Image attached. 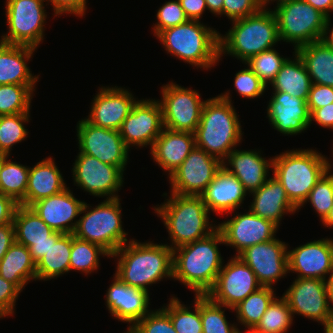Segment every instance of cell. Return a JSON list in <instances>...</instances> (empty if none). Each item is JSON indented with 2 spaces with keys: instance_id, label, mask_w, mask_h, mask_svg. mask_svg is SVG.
<instances>
[{
  "instance_id": "6da1fadb",
  "label": "cell",
  "mask_w": 333,
  "mask_h": 333,
  "mask_svg": "<svg viewBox=\"0 0 333 333\" xmlns=\"http://www.w3.org/2000/svg\"><path fill=\"white\" fill-rule=\"evenodd\" d=\"M218 244H224V238L217 228L203 239L173 249V278L195 295H206L223 267Z\"/></svg>"
},
{
  "instance_id": "7a4b0ae2",
  "label": "cell",
  "mask_w": 333,
  "mask_h": 333,
  "mask_svg": "<svg viewBox=\"0 0 333 333\" xmlns=\"http://www.w3.org/2000/svg\"><path fill=\"white\" fill-rule=\"evenodd\" d=\"M110 257H118L115 275L128 286L149 291L147 285L167 277L173 279V250L168 244L133 239Z\"/></svg>"
},
{
  "instance_id": "3957f363",
  "label": "cell",
  "mask_w": 333,
  "mask_h": 333,
  "mask_svg": "<svg viewBox=\"0 0 333 333\" xmlns=\"http://www.w3.org/2000/svg\"><path fill=\"white\" fill-rule=\"evenodd\" d=\"M229 92L205 100L194 133L196 147L224 162L242 140V129Z\"/></svg>"
},
{
  "instance_id": "277c9868",
  "label": "cell",
  "mask_w": 333,
  "mask_h": 333,
  "mask_svg": "<svg viewBox=\"0 0 333 333\" xmlns=\"http://www.w3.org/2000/svg\"><path fill=\"white\" fill-rule=\"evenodd\" d=\"M168 198L165 203L154 207V211L167 228L172 250L203 239L217 229V225L209 223L210 211L201 196L171 193Z\"/></svg>"
},
{
  "instance_id": "5b68a950",
  "label": "cell",
  "mask_w": 333,
  "mask_h": 333,
  "mask_svg": "<svg viewBox=\"0 0 333 333\" xmlns=\"http://www.w3.org/2000/svg\"><path fill=\"white\" fill-rule=\"evenodd\" d=\"M312 149H296L272 158L273 175L285 189L290 202L299 210L310 191L327 171V160Z\"/></svg>"
},
{
  "instance_id": "8992f818",
  "label": "cell",
  "mask_w": 333,
  "mask_h": 333,
  "mask_svg": "<svg viewBox=\"0 0 333 333\" xmlns=\"http://www.w3.org/2000/svg\"><path fill=\"white\" fill-rule=\"evenodd\" d=\"M232 23L224 36L219 33V58L227 53L243 63L280 41L275 15L268 8Z\"/></svg>"
},
{
  "instance_id": "52a82bcc",
  "label": "cell",
  "mask_w": 333,
  "mask_h": 333,
  "mask_svg": "<svg viewBox=\"0 0 333 333\" xmlns=\"http://www.w3.org/2000/svg\"><path fill=\"white\" fill-rule=\"evenodd\" d=\"M167 53L197 68L210 69L219 61V32L200 21L188 20L156 36Z\"/></svg>"
},
{
  "instance_id": "ba28073f",
  "label": "cell",
  "mask_w": 333,
  "mask_h": 333,
  "mask_svg": "<svg viewBox=\"0 0 333 333\" xmlns=\"http://www.w3.org/2000/svg\"><path fill=\"white\" fill-rule=\"evenodd\" d=\"M120 198L106 199L87 211L84 203L73 235L79 239L100 245L110 256L128 242L122 229Z\"/></svg>"
},
{
  "instance_id": "9c48e42d",
  "label": "cell",
  "mask_w": 333,
  "mask_h": 333,
  "mask_svg": "<svg viewBox=\"0 0 333 333\" xmlns=\"http://www.w3.org/2000/svg\"><path fill=\"white\" fill-rule=\"evenodd\" d=\"M280 41L299 47L321 40L327 17L303 0H293L275 7Z\"/></svg>"
},
{
  "instance_id": "30bf717a",
  "label": "cell",
  "mask_w": 333,
  "mask_h": 333,
  "mask_svg": "<svg viewBox=\"0 0 333 333\" xmlns=\"http://www.w3.org/2000/svg\"><path fill=\"white\" fill-rule=\"evenodd\" d=\"M46 0H6L8 32L0 42L29 46L37 49L44 39L47 15L43 4Z\"/></svg>"
},
{
  "instance_id": "8fae6325",
  "label": "cell",
  "mask_w": 333,
  "mask_h": 333,
  "mask_svg": "<svg viewBox=\"0 0 333 333\" xmlns=\"http://www.w3.org/2000/svg\"><path fill=\"white\" fill-rule=\"evenodd\" d=\"M163 126L169 130L195 133L205 100L196 90L171 82L162 87Z\"/></svg>"
},
{
  "instance_id": "7c38bea8",
  "label": "cell",
  "mask_w": 333,
  "mask_h": 333,
  "mask_svg": "<svg viewBox=\"0 0 333 333\" xmlns=\"http://www.w3.org/2000/svg\"><path fill=\"white\" fill-rule=\"evenodd\" d=\"M261 287L251 268L238 256H234L225 267L221 268L214 286L206 295L212 301L233 310L236 305Z\"/></svg>"
},
{
  "instance_id": "4fadbf2b",
  "label": "cell",
  "mask_w": 333,
  "mask_h": 333,
  "mask_svg": "<svg viewBox=\"0 0 333 333\" xmlns=\"http://www.w3.org/2000/svg\"><path fill=\"white\" fill-rule=\"evenodd\" d=\"M79 151L101 162L117 166L123 172L130 151L118 130L97 127L82 119L77 124Z\"/></svg>"
},
{
  "instance_id": "5bb4252c",
  "label": "cell",
  "mask_w": 333,
  "mask_h": 333,
  "mask_svg": "<svg viewBox=\"0 0 333 333\" xmlns=\"http://www.w3.org/2000/svg\"><path fill=\"white\" fill-rule=\"evenodd\" d=\"M222 166L218 158L195 146L169 176L171 193L200 196Z\"/></svg>"
},
{
  "instance_id": "9a60e30c",
  "label": "cell",
  "mask_w": 333,
  "mask_h": 333,
  "mask_svg": "<svg viewBox=\"0 0 333 333\" xmlns=\"http://www.w3.org/2000/svg\"><path fill=\"white\" fill-rule=\"evenodd\" d=\"M74 184L93 196H108L107 199L119 198L115 192L123 184V171L97 158L79 152L72 168Z\"/></svg>"
},
{
  "instance_id": "2e32d148",
  "label": "cell",
  "mask_w": 333,
  "mask_h": 333,
  "mask_svg": "<svg viewBox=\"0 0 333 333\" xmlns=\"http://www.w3.org/2000/svg\"><path fill=\"white\" fill-rule=\"evenodd\" d=\"M292 314L325 324L333 320L325 280L296 278L283 294Z\"/></svg>"
},
{
  "instance_id": "e0dca14e",
  "label": "cell",
  "mask_w": 333,
  "mask_h": 333,
  "mask_svg": "<svg viewBox=\"0 0 333 333\" xmlns=\"http://www.w3.org/2000/svg\"><path fill=\"white\" fill-rule=\"evenodd\" d=\"M288 246L279 239L255 244L242 251L238 257L255 273L263 287H272L289 273Z\"/></svg>"
},
{
  "instance_id": "ac0fdd59",
  "label": "cell",
  "mask_w": 333,
  "mask_h": 333,
  "mask_svg": "<svg viewBox=\"0 0 333 333\" xmlns=\"http://www.w3.org/2000/svg\"><path fill=\"white\" fill-rule=\"evenodd\" d=\"M163 126L162 107L157 100H138L119 130L123 142L131 146L153 147Z\"/></svg>"
},
{
  "instance_id": "d6986e66",
  "label": "cell",
  "mask_w": 333,
  "mask_h": 333,
  "mask_svg": "<svg viewBox=\"0 0 333 333\" xmlns=\"http://www.w3.org/2000/svg\"><path fill=\"white\" fill-rule=\"evenodd\" d=\"M224 238V244L236 249L238 256L246 248L274 239L278 226L272 221L256 216L250 210L236 214L217 227Z\"/></svg>"
},
{
  "instance_id": "ffe728a7",
  "label": "cell",
  "mask_w": 333,
  "mask_h": 333,
  "mask_svg": "<svg viewBox=\"0 0 333 333\" xmlns=\"http://www.w3.org/2000/svg\"><path fill=\"white\" fill-rule=\"evenodd\" d=\"M99 90L86 120L97 127L119 131L137 101L127 89L118 86Z\"/></svg>"
},
{
  "instance_id": "44dd1931",
  "label": "cell",
  "mask_w": 333,
  "mask_h": 333,
  "mask_svg": "<svg viewBox=\"0 0 333 333\" xmlns=\"http://www.w3.org/2000/svg\"><path fill=\"white\" fill-rule=\"evenodd\" d=\"M288 266L297 278L326 280V274L333 270V240H314L289 250Z\"/></svg>"
},
{
  "instance_id": "7402d4cb",
  "label": "cell",
  "mask_w": 333,
  "mask_h": 333,
  "mask_svg": "<svg viewBox=\"0 0 333 333\" xmlns=\"http://www.w3.org/2000/svg\"><path fill=\"white\" fill-rule=\"evenodd\" d=\"M274 93L267 107L269 123L284 135H297L310 124V112L307 101L285 92Z\"/></svg>"
},
{
  "instance_id": "603a6c76",
  "label": "cell",
  "mask_w": 333,
  "mask_h": 333,
  "mask_svg": "<svg viewBox=\"0 0 333 333\" xmlns=\"http://www.w3.org/2000/svg\"><path fill=\"white\" fill-rule=\"evenodd\" d=\"M105 296L106 307L111 315L119 321L130 323V328L150 312L149 292L128 286L115 274L114 282Z\"/></svg>"
},
{
  "instance_id": "cb8c5ba5",
  "label": "cell",
  "mask_w": 333,
  "mask_h": 333,
  "mask_svg": "<svg viewBox=\"0 0 333 333\" xmlns=\"http://www.w3.org/2000/svg\"><path fill=\"white\" fill-rule=\"evenodd\" d=\"M84 203L66 188L58 194L33 203L30 208L54 231L73 234L78 222L73 223V219L81 214Z\"/></svg>"
},
{
  "instance_id": "d4e9b609",
  "label": "cell",
  "mask_w": 333,
  "mask_h": 333,
  "mask_svg": "<svg viewBox=\"0 0 333 333\" xmlns=\"http://www.w3.org/2000/svg\"><path fill=\"white\" fill-rule=\"evenodd\" d=\"M225 161L222 162L223 167L234 175L243 184L244 189L250 193L259 189L267 181L269 168H272V158H269V161L266 160L257 150H237L235 148L228 154ZM226 163L230 165V168L226 166Z\"/></svg>"
},
{
  "instance_id": "484cf974",
  "label": "cell",
  "mask_w": 333,
  "mask_h": 333,
  "mask_svg": "<svg viewBox=\"0 0 333 333\" xmlns=\"http://www.w3.org/2000/svg\"><path fill=\"white\" fill-rule=\"evenodd\" d=\"M247 193L243 184L222 166L200 196L209 211L219 214L240 208Z\"/></svg>"
},
{
  "instance_id": "4316f807",
  "label": "cell",
  "mask_w": 333,
  "mask_h": 333,
  "mask_svg": "<svg viewBox=\"0 0 333 333\" xmlns=\"http://www.w3.org/2000/svg\"><path fill=\"white\" fill-rule=\"evenodd\" d=\"M195 146L194 133L163 128L153 147L150 148V154L164 171H168V176H170L183 163Z\"/></svg>"
},
{
  "instance_id": "83f0119b",
  "label": "cell",
  "mask_w": 333,
  "mask_h": 333,
  "mask_svg": "<svg viewBox=\"0 0 333 333\" xmlns=\"http://www.w3.org/2000/svg\"><path fill=\"white\" fill-rule=\"evenodd\" d=\"M251 194L253 201L249 210L256 216L272 221L278 227L286 213H295L298 210L290 202L285 189L275 176L269 177L259 189Z\"/></svg>"
},
{
  "instance_id": "f1b7e54d",
  "label": "cell",
  "mask_w": 333,
  "mask_h": 333,
  "mask_svg": "<svg viewBox=\"0 0 333 333\" xmlns=\"http://www.w3.org/2000/svg\"><path fill=\"white\" fill-rule=\"evenodd\" d=\"M35 49L29 46L0 42V85L35 86L39 75L33 76L27 64Z\"/></svg>"
},
{
  "instance_id": "f546056e",
  "label": "cell",
  "mask_w": 333,
  "mask_h": 333,
  "mask_svg": "<svg viewBox=\"0 0 333 333\" xmlns=\"http://www.w3.org/2000/svg\"><path fill=\"white\" fill-rule=\"evenodd\" d=\"M66 188L54 160L48 157L30 167L25 199L19 205L30 207L33 203L58 194Z\"/></svg>"
},
{
  "instance_id": "4dcf8cb0",
  "label": "cell",
  "mask_w": 333,
  "mask_h": 333,
  "mask_svg": "<svg viewBox=\"0 0 333 333\" xmlns=\"http://www.w3.org/2000/svg\"><path fill=\"white\" fill-rule=\"evenodd\" d=\"M0 276L20 291L28 281L36 280V263L29 248L15 241L0 261Z\"/></svg>"
},
{
  "instance_id": "1f68e13d",
  "label": "cell",
  "mask_w": 333,
  "mask_h": 333,
  "mask_svg": "<svg viewBox=\"0 0 333 333\" xmlns=\"http://www.w3.org/2000/svg\"><path fill=\"white\" fill-rule=\"evenodd\" d=\"M72 234L54 232L47 253L36 263V280H50L70 272Z\"/></svg>"
},
{
  "instance_id": "d6a6232c",
  "label": "cell",
  "mask_w": 333,
  "mask_h": 333,
  "mask_svg": "<svg viewBox=\"0 0 333 333\" xmlns=\"http://www.w3.org/2000/svg\"><path fill=\"white\" fill-rule=\"evenodd\" d=\"M296 52L302 58L313 84L333 87V49L318 40L299 47Z\"/></svg>"
},
{
  "instance_id": "836d02e7",
  "label": "cell",
  "mask_w": 333,
  "mask_h": 333,
  "mask_svg": "<svg viewBox=\"0 0 333 333\" xmlns=\"http://www.w3.org/2000/svg\"><path fill=\"white\" fill-rule=\"evenodd\" d=\"M293 61L287 59L272 80L274 91H281L307 101L312 85L310 76L302 58L296 51Z\"/></svg>"
},
{
  "instance_id": "e575fe53",
  "label": "cell",
  "mask_w": 333,
  "mask_h": 333,
  "mask_svg": "<svg viewBox=\"0 0 333 333\" xmlns=\"http://www.w3.org/2000/svg\"><path fill=\"white\" fill-rule=\"evenodd\" d=\"M13 224L15 241L29 248L33 242L51 241L55 232L30 207L19 205L16 209Z\"/></svg>"
},
{
  "instance_id": "d590c367",
  "label": "cell",
  "mask_w": 333,
  "mask_h": 333,
  "mask_svg": "<svg viewBox=\"0 0 333 333\" xmlns=\"http://www.w3.org/2000/svg\"><path fill=\"white\" fill-rule=\"evenodd\" d=\"M8 157L0 155V193L20 204L25 199L30 168Z\"/></svg>"
},
{
  "instance_id": "8d00e7d4",
  "label": "cell",
  "mask_w": 333,
  "mask_h": 333,
  "mask_svg": "<svg viewBox=\"0 0 333 333\" xmlns=\"http://www.w3.org/2000/svg\"><path fill=\"white\" fill-rule=\"evenodd\" d=\"M273 287H261L236 305L237 320L251 331L260 321L268 306L274 300Z\"/></svg>"
},
{
  "instance_id": "74e56055",
  "label": "cell",
  "mask_w": 333,
  "mask_h": 333,
  "mask_svg": "<svg viewBox=\"0 0 333 333\" xmlns=\"http://www.w3.org/2000/svg\"><path fill=\"white\" fill-rule=\"evenodd\" d=\"M169 301V304L162 309L170 316L177 333H203L200 317V295H195L194 312H191L190 307L181 304L179 299L174 296Z\"/></svg>"
},
{
  "instance_id": "f35d334b",
  "label": "cell",
  "mask_w": 333,
  "mask_h": 333,
  "mask_svg": "<svg viewBox=\"0 0 333 333\" xmlns=\"http://www.w3.org/2000/svg\"><path fill=\"white\" fill-rule=\"evenodd\" d=\"M292 310L282 296L275 297L252 333H286L293 323Z\"/></svg>"
},
{
  "instance_id": "ab89813d",
  "label": "cell",
  "mask_w": 333,
  "mask_h": 333,
  "mask_svg": "<svg viewBox=\"0 0 333 333\" xmlns=\"http://www.w3.org/2000/svg\"><path fill=\"white\" fill-rule=\"evenodd\" d=\"M110 257V254L100 245L77 238L72 234L70 254V270L90 274L99 267V256Z\"/></svg>"
},
{
  "instance_id": "60d3db41",
  "label": "cell",
  "mask_w": 333,
  "mask_h": 333,
  "mask_svg": "<svg viewBox=\"0 0 333 333\" xmlns=\"http://www.w3.org/2000/svg\"><path fill=\"white\" fill-rule=\"evenodd\" d=\"M35 86L0 85V116L30 112Z\"/></svg>"
},
{
  "instance_id": "b9f144b4",
  "label": "cell",
  "mask_w": 333,
  "mask_h": 333,
  "mask_svg": "<svg viewBox=\"0 0 333 333\" xmlns=\"http://www.w3.org/2000/svg\"><path fill=\"white\" fill-rule=\"evenodd\" d=\"M224 307L212 301L207 295H200V317L203 333H241L235 324L226 320Z\"/></svg>"
},
{
  "instance_id": "7bdbcfd3",
  "label": "cell",
  "mask_w": 333,
  "mask_h": 333,
  "mask_svg": "<svg viewBox=\"0 0 333 333\" xmlns=\"http://www.w3.org/2000/svg\"><path fill=\"white\" fill-rule=\"evenodd\" d=\"M30 112L0 116V155L9 156L10 149L28 135L24 123L29 121Z\"/></svg>"
},
{
  "instance_id": "ee69618b",
  "label": "cell",
  "mask_w": 333,
  "mask_h": 333,
  "mask_svg": "<svg viewBox=\"0 0 333 333\" xmlns=\"http://www.w3.org/2000/svg\"><path fill=\"white\" fill-rule=\"evenodd\" d=\"M288 58L271 48L250 57L245 64L266 84L271 83Z\"/></svg>"
},
{
  "instance_id": "f6af8a7d",
  "label": "cell",
  "mask_w": 333,
  "mask_h": 333,
  "mask_svg": "<svg viewBox=\"0 0 333 333\" xmlns=\"http://www.w3.org/2000/svg\"><path fill=\"white\" fill-rule=\"evenodd\" d=\"M308 201L323 222L333 206V179L327 171L310 191L305 203Z\"/></svg>"
},
{
  "instance_id": "bcb514c9",
  "label": "cell",
  "mask_w": 333,
  "mask_h": 333,
  "mask_svg": "<svg viewBox=\"0 0 333 333\" xmlns=\"http://www.w3.org/2000/svg\"><path fill=\"white\" fill-rule=\"evenodd\" d=\"M157 21L154 25V35L157 36L161 31L175 27L187 22V18L179 0H170L164 3L158 10Z\"/></svg>"
},
{
  "instance_id": "7dc6e473",
  "label": "cell",
  "mask_w": 333,
  "mask_h": 333,
  "mask_svg": "<svg viewBox=\"0 0 333 333\" xmlns=\"http://www.w3.org/2000/svg\"><path fill=\"white\" fill-rule=\"evenodd\" d=\"M135 333H177L170 316L162 309L150 311L132 328Z\"/></svg>"
},
{
  "instance_id": "c3c4849f",
  "label": "cell",
  "mask_w": 333,
  "mask_h": 333,
  "mask_svg": "<svg viewBox=\"0 0 333 333\" xmlns=\"http://www.w3.org/2000/svg\"><path fill=\"white\" fill-rule=\"evenodd\" d=\"M234 87L247 99L259 97L267 89V85L249 67L235 74Z\"/></svg>"
},
{
  "instance_id": "681fc988",
  "label": "cell",
  "mask_w": 333,
  "mask_h": 333,
  "mask_svg": "<svg viewBox=\"0 0 333 333\" xmlns=\"http://www.w3.org/2000/svg\"><path fill=\"white\" fill-rule=\"evenodd\" d=\"M261 0H224L223 15L231 21L248 17L262 9Z\"/></svg>"
},
{
  "instance_id": "f907efd6",
  "label": "cell",
  "mask_w": 333,
  "mask_h": 333,
  "mask_svg": "<svg viewBox=\"0 0 333 333\" xmlns=\"http://www.w3.org/2000/svg\"><path fill=\"white\" fill-rule=\"evenodd\" d=\"M20 293L13 283L0 276V318L14 313L15 302Z\"/></svg>"
},
{
  "instance_id": "816d5d0a",
  "label": "cell",
  "mask_w": 333,
  "mask_h": 333,
  "mask_svg": "<svg viewBox=\"0 0 333 333\" xmlns=\"http://www.w3.org/2000/svg\"><path fill=\"white\" fill-rule=\"evenodd\" d=\"M330 103H333V87L312 83L307 99L310 114Z\"/></svg>"
},
{
  "instance_id": "f5cc1de1",
  "label": "cell",
  "mask_w": 333,
  "mask_h": 333,
  "mask_svg": "<svg viewBox=\"0 0 333 333\" xmlns=\"http://www.w3.org/2000/svg\"><path fill=\"white\" fill-rule=\"evenodd\" d=\"M47 2L50 1L51 5L53 6V10L56 16L62 14H73L76 16L82 17L85 14V10L87 8L86 0H46Z\"/></svg>"
},
{
  "instance_id": "db71d44e",
  "label": "cell",
  "mask_w": 333,
  "mask_h": 333,
  "mask_svg": "<svg viewBox=\"0 0 333 333\" xmlns=\"http://www.w3.org/2000/svg\"><path fill=\"white\" fill-rule=\"evenodd\" d=\"M19 204L11 197L0 193V225L13 223V218Z\"/></svg>"
},
{
  "instance_id": "11a10c76",
  "label": "cell",
  "mask_w": 333,
  "mask_h": 333,
  "mask_svg": "<svg viewBox=\"0 0 333 333\" xmlns=\"http://www.w3.org/2000/svg\"><path fill=\"white\" fill-rule=\"evenodd\" d=\"M187 18L199 21L207 8L205 0H179Z\"/></svg>"
},
{
  "instance_id": "9f6ffc18",
  "label": "cell",
  "mask_w": 333,
  "mask_h": 333,
  "mask_svg": "<svg viewBox=\"0 0 333 333\" xmlns=\"http://www.w3.org/2000/svg\"><path fill=\"white\" fill-rule=\"evenodd\" d=\"M310 120L315 121L318 125L324 128L333 130V103H330L322 108L315 109L310 114Z\"/></svg>"
},
{
  "instance_id": "6f0895ef",
  "label": "cell",
  "mask_w": 333,
  "mask_h": 333,
  "mask_svg": "<svg viewBox=\"0 0 333 333\" xmlns=\"http://www.w3.org/2000/svg\"><path fill=\"white\" fill-rule=\"evenodd\" d=\"M15 242V228L13 223L0 225V261Z\"/></svg>"
},
{
  "instance_id": "680465c9",
  "label": "cell",
  "mask_w": 333,
  "mask_h": 333,
  "mask_svg": "<svg viewBox=\"0 0 333 333\" xmlns=\"http://www.w3.org/2000/svg\"><path fill=\"white\" fill-rule=\"evenodd\" d=\"M52 242V235L51 241H41V242H33V244L29 247L30 254L37 263L50 249Z\"/></svg>"
},
{
  "instance_id": "91938a15",
  "label": "cell",
  "mask_w": 333,
  "mask_h": 333,
  "mask_svg": "<svg viewBox=\"0 0 333 333\" xmlns=\"http://www.w3.org/2000/svg\"><path fill=\"white\" fill-rule=\"evenodd\" d=\"M309 3L312 7L319 10L327 18L330 17L329 12L333 11V0H303Z\"/></svg>"
},
{
  "instance_id": "94428289",
  "label": "cell",
  "mask_w": 333,
  "mask_h": 333,
  "mask_svg": "<svg viewBox=\"0 0 333 333\" xmlns=\"http://www.w3.org/2000/svg\"><path fill=\"white\" fill-rule=\"evenodd\" d=\"M330 21H331V19H330V17H328L325 22L324 32H323L321 41H323L329 48L333 49V28H331V31H330V27H329V26H331Z\"/></svg>"
},
{
  "instance_id": "6125c7cd",
  "label": "cell",
  "mask_w": 333,
  "mask_h": 333,
  "mask_svg": "<svg viewBox=\"0 0 333 333\" xmlns=\"http://www.w3.org/2000/svg\"><path fill=\"white\" fill-rule=\"evenodd\" d=\"M224 0H205L208 10L215 15H223Z\"/></svg>"
},
{
  "instance_id": "be15d7a7",
  "label": "cell",
  "mask_w": 333,
  "mask_h": 333,
  "mask_svg": "<svg viewBox=\"0 0 333 333\" xmlns=\"http://www.w3.org/2000/svg\"><path fill=\"white\" fill-rule=\"evenodd\" d=\"M329 278H327L325 280V283H326V289H327V293H328V296H329V302L332 303L331 306V309H332V312H333V270L329 273Z\"/></svg>"
},
{
  "instance_id": "e7e4bbea",
  "label": "cell",
  "mask_w": 333,
  "mask_h": 333,
  "mask_svg": "<svg viewBox=\"0 0 333 333\" xmlns=\"http://www.w3.org/2000/svg\"><path fill=\"white\" fill-rule=\"evenodd\" d=\"M322 224L325 225V227H329V228L333 227V206H332L328 216L326 217V219L322 222Z\"/></svg>"
},
{
  "instance_id": "03108f58",
  "label": "cell",
  "mask_w": 333,
  "mask_h": 333,
  "mask_svg": "<svg viewBox=\"0 0 333 333\" xmlns=\"http://www.w3.org/2000/svg\"><path fill=\"white\" fill-rule=\"evenodd\" d=\"M270 1H276V0H261V3H262V7L265 9L267 4L268 3H271ZM290 1H293V0H277V6L283 4V3H286V2H290Z\"/></svg>"
},
{
  "instance_id": "003e7915",
  "label": "cell",
  "mask_w": 333,
  "mask_h": 333,
  "mask_svg": "<svg viewBox=\"0 0 333 333\" xmlns=\"http://www.w3.org/2000/svg\"><path fill=\"white\" fill-rule=\"evenodd\" d=\"M322 325H324V333H333V320Z\"/></svg>"
},
{
  "instance_id": "a7ac6f4b",
  "label": "cell",
  "mask_w": 333,
  "mask_h": 333,
  "mask_svg": "<svg viewBox=\"0 0 333 333\" xmlns=\"http://www.w3.org/2000/svg\"><path fill=\"white\" fill-rule=\"evenodd\" d=\"M327 161V172L329 173V175L332 177L333 179V174L330 172L331 170V164L329 163L330 161L329 160H326Z\"/></svg>"
},
{
  "instance_id": "89a4df30",
  "label": "cell",
  "mask_w": 333,
  "mask_h": 333,
  "mask_svg": "<svg viewBox=\"0 0 333 333\" xmlns=\"http://www.w3.org/2000/svg\"><path fill=\"white\" fill-rule=\"evenodd\" d=\"M127 330L126 333H135L130 327Z\"/></svg>"
}]
</instances>
